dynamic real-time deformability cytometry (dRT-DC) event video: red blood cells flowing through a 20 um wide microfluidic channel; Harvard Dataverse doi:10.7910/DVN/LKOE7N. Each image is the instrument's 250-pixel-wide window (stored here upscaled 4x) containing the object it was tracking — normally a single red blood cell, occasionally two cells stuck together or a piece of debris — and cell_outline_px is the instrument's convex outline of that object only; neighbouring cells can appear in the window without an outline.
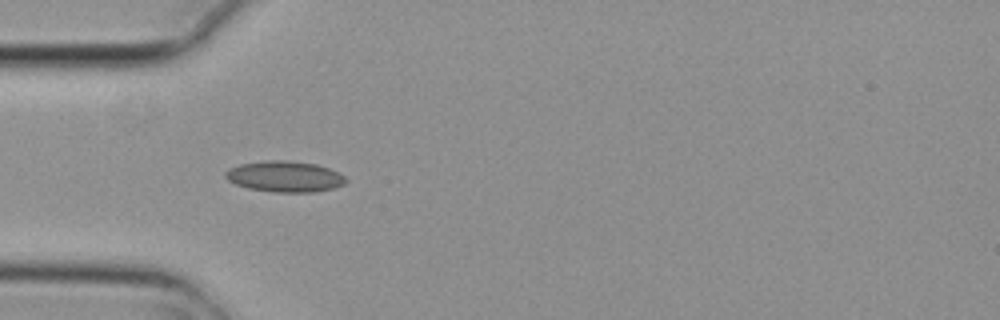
{"species": "common noctule bat (a hibernating species)", "species_latin": "Nyctalus noctula", "temperature_condition": "cold", "stored_images_in_passage": 5, "camera_frame_rate_fps": 3000, "um_per_image_px": 0.085, "animal": {"sex": "female", "body_mass_g": 29.2, "forearm_length_mm": 56.3}, "frame": {"image": 1, "passage_image": 4, "time_ms": 1.0, "image_size_px": [1000, 320], "cell_outline_px": [[348, 180], [344, 184], [332, 188], [316, 192], [276, 192], [248, 188], [236, 184], [228, 180], [224, 176], [224, 172], [228, 168], [240, 164], [268, 160], [288, 160], [316, 164], [340, 172]], "centroid_in_image_um": [24.2, 15.0], "position_along_channel_um": 60.8, "area_um2": 21.79}}
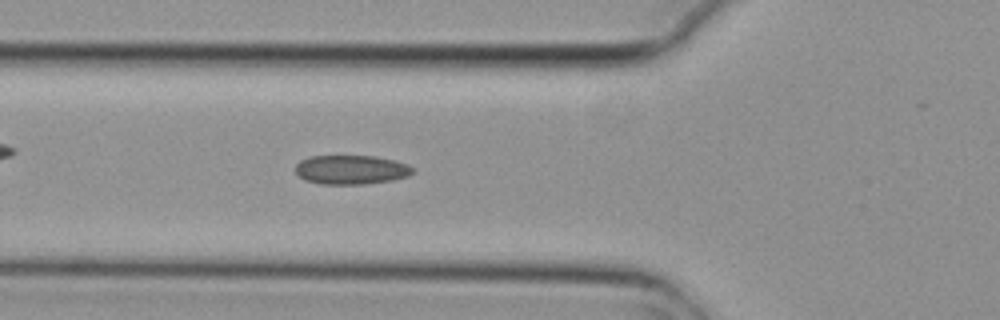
{"frame": {"image": 2, "passage_image": 5, "time_ms": 1.333, "image_size_px": [1000, 320], "cell_outline_px": [[416, 172], [408, 176], [392, 180], [364, 184], [320, 184], [304, 180], [296, 172], [296, 164], [300, 160], [308, 156], [372, 156], [392, 160], [408, 164]], "centroid_in_image_um": [29.83, 14.43], "position_along_channel_um": 96.0, "area_um2": 19.94}}